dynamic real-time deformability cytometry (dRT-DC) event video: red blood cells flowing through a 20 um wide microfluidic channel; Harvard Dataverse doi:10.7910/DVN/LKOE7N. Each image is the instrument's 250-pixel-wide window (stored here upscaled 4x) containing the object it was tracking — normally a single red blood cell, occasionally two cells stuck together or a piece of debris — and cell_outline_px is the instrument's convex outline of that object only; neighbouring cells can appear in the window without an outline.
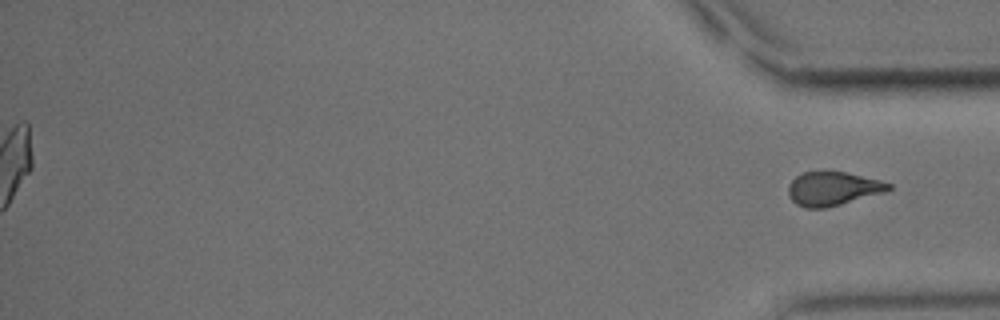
{"species": "common noctule bat (a hibernating species)", "species_latin": "Nyctalus noctula", "temperature_condition": "cold", "stored_images_in_passage": 60, "segment_of_instrument_passage": [2, 2], "camera_frame_rate_fps": 3000, "um_per_image_px": 0.085, "animal": {"sex": "male", "body_mass_g": 15.6}, "frame": {"image": 1, "passage_image": 60, "time_ms": 19.667, "image_size_px": [1000, 320], "cell_outline_px": [[892, 188], [884, 192], [840, 204], [824, 208], [804, 208], [796, 204], [788, 196], [788, 184], [796, 176], [804, 172], [848, 172], [880, 180], [892, 184]], "centroid_in_image_um": [70.77, 16.03], "position_along_channel_um": 364.4, "area_um2": 19.65}}